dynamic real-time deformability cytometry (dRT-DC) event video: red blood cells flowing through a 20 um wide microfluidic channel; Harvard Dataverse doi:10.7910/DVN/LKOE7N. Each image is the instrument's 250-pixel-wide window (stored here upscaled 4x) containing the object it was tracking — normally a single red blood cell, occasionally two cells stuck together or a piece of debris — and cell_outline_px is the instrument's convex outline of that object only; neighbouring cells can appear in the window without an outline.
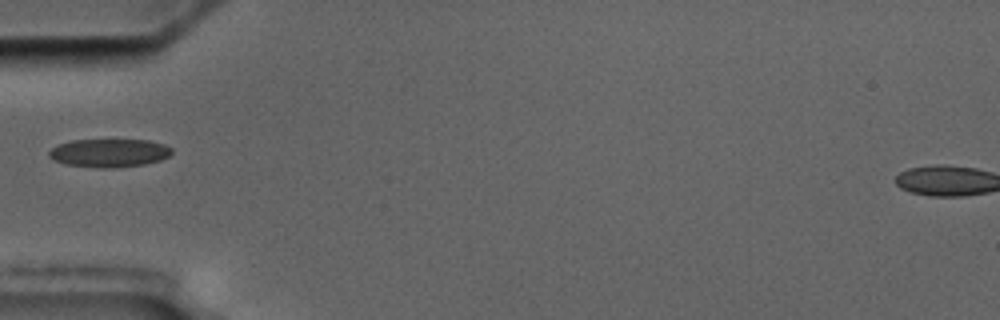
{"species": "common noctule bat (a hibernating species)", "species_latin": "Nyctalus noctula", "temperature_condition": "cold", "stored_images_in_passage": 2, "camera_frame_rate_fps": 3000, "um_per_image_px": 0.085, "animal": {"sex": "male", "body_mass_g": 17.5, "forearm_length_mm": 52.3}, "frame": {"image": 1, "passage_image": 1, "time_ms": 0.0, "image_size_px": [1000, 320], "cell_outline_px": [[172, 152], [168, 156], [160, 160], [144, 164], [116, 168], [100, 168], [68, 164], [52, 160], [48, 156], [48, 152], [52, 148], [60, 144], [72, 140], [148, 140], [164, 144], [172, 148]], "centroid_in_image_um": [9.28, 13.0], "position_along_channel_um": 75.7, "area_um2": 20.17}}
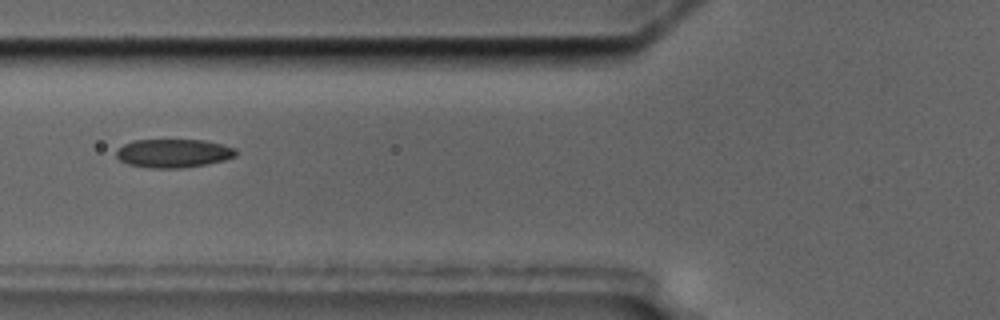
{"frame": {"image": 2, "passage_image": 2, "time_ms": 1.0, "image_size_px": [1000, 320], "cell_outline_px": [[236, 156], [224, 160], [208, 164], [184, 168], [152, 168], [128, 164], [120, 160], [116, 156], [116, 148], [132, 140], [204, 140], [224, 144], [236, 148]], "centroid_in_image_um": [14.75, 13.02], "position_along_channel_um": 111.1, "area_um2": 20.11}}